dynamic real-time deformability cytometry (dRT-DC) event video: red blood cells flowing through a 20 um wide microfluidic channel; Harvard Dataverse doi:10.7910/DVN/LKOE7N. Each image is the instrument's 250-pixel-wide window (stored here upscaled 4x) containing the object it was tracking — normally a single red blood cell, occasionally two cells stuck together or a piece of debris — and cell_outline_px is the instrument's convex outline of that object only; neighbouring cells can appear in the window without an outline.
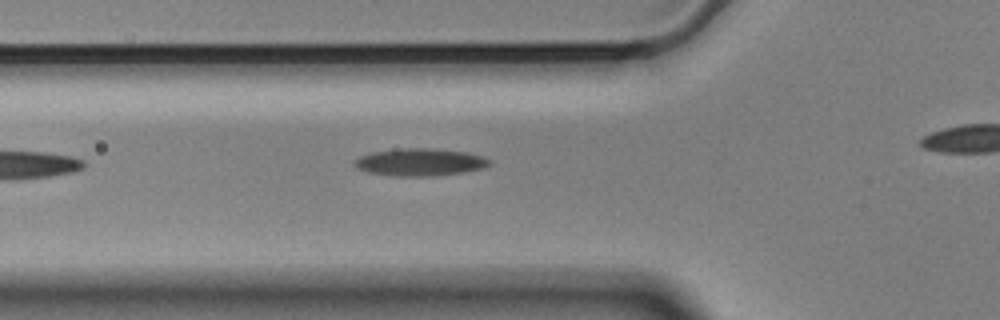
{"species": "Egyptian fruit bat (a non-hibernating species)", "species_latin": "Rousettus aegyptiacus", "temperature_condition": "cold", "stored_images_in_passage": 10, "camera_frame_rate_fps": 3000, "um_per_image_px": 0.085, "animal": {"sex": "male"}, "frame": {"image": 1, "passage_image": 2, "time_ms": 0.333, "image_size_px": [1000, 320], "cell_outline_px": [[492, 164], [484, 168], [464, 172], [436, 176], [392, 176], [368, 172], [356, 168], [352, 164], [360, 156], [372, 152], [408, 148], [428, 148], [464, 152], [484, 156], [492, 160]], "centroid_in_image_um": [35.73, 13.8], "position_along_channel_um": 90.1, "area_um2": 21.62}}
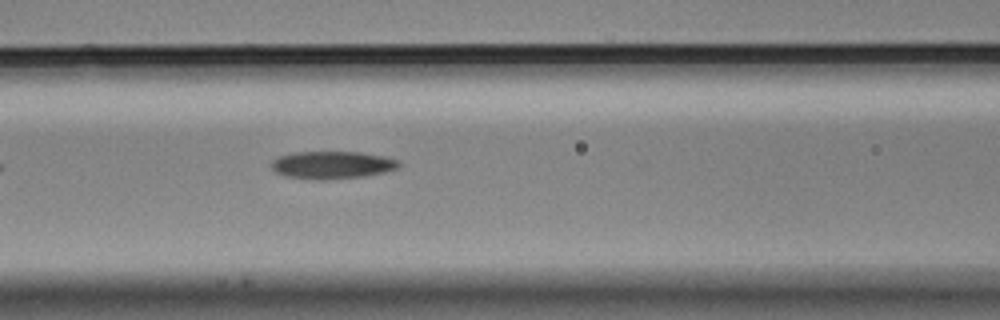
{"frame": {"image": 2, "passage_image": 6, "time_ms": 1.667, "image_size_px": [1000, 320], "cell_outline_px": [[400, 164], [396, 168], [384, 172], [364, 176], [320, 180], [316, 180], [284, 176], [276, 172], [268, 164], [272, 160], [280, 156], [292, 152], [360, 152], [384, 156], [396, 160]], "centroid_in_image_um": [28.16, 14.02], "position_along_channel_um": 138.4, "area_um2": 20.46}}